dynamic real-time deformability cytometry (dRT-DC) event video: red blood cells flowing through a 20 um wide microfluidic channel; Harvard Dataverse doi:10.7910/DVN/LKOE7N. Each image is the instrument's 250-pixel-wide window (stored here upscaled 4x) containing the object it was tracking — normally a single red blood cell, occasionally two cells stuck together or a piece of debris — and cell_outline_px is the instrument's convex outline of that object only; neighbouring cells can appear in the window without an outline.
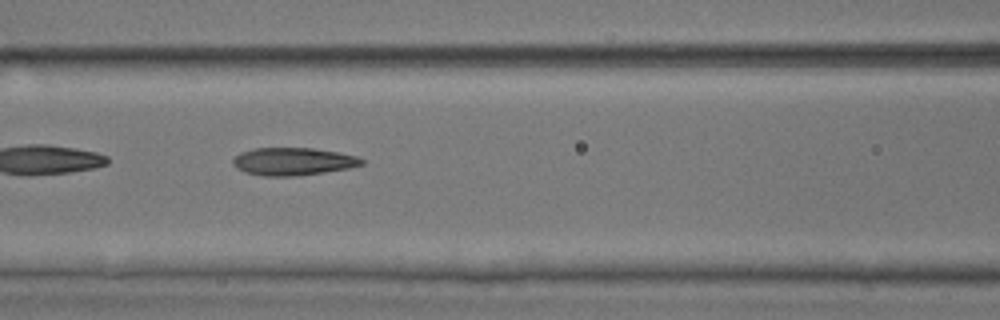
{"species": "common noctule bat (a hibernating species)", "species_latin": "Nyctalus noctula", "temperature_condition": "room temperature", "stored_images_in_passage": 35, "camera_frame_rate_fps": 3000, "um_per_image_px": 0.085, "animal": {"sex": "male", "body_mass_g": 17.9, "forearm_length_mm": 54.2}, "frame": {"image": 1, "passage_image": 6, "time_ms": 1.667, "image_size_px": [1000, 320], "cell_outline_px": [[364, 164], [348, 168], [324, 172], [296, 176], [264, 176], [244, 172], [236, 168], [232, 164], [232, 160], [240, 152], [256, 148], [312, 148], [336, 152], [356, 156], [364, 160]], "centroid_in_image_um": [24.88, 13.73], "position_along_channel_um": 141.7, "area_um2": 20.69}}
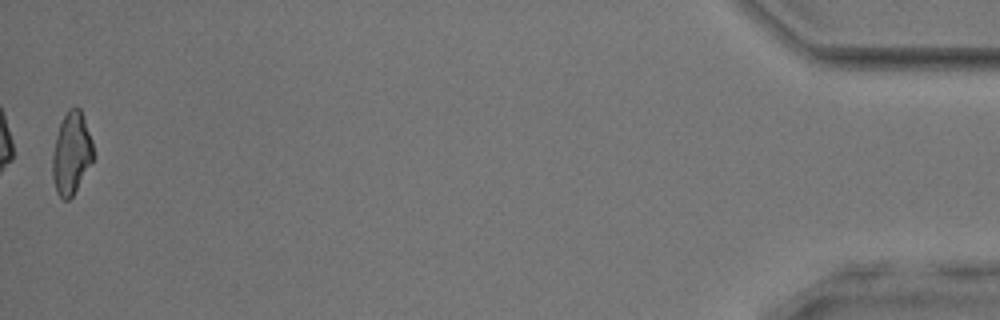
{"frame": {"image": 2, "passage_image": 35, "time_ms": 11.333, "image_size_px": [1000, 320], "cell_outline_px": [[96, 156], [72, 196], [68, 200], [64, 200], [56, 192], [52, 176], [52, 156], [56, 136], [60, 124], [68, 108], [80, 108], [92, 140]], "centroid_in_image_um": [6.08, 13.04], "position_along_channel_um": 429.1, "area_um2": 19.59}}